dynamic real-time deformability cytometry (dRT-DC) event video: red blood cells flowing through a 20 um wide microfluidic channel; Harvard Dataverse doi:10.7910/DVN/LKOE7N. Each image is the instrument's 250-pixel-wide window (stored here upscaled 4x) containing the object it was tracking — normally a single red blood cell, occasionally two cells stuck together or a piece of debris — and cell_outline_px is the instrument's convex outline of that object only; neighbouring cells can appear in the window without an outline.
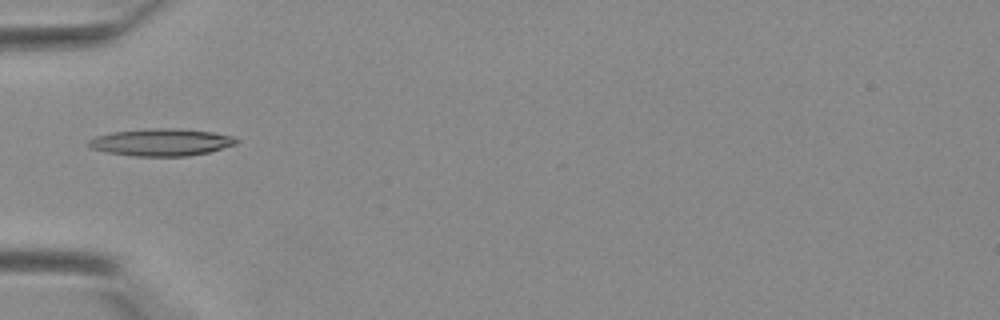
{"species": "Egyptian fruit bat (a non-hibernating species)", "species_latin": "Rousettus aegyptiacus", "temperature_condition": "warm", "stored_images_in_passage": 8, "camera_frame_rate_fps": 3000, "um_per_image_px": 0.085, "animal": {"sex": "female"}, "frame": {"image": 1, "passage_image": 1, "time_ms": 0.0, "image_size_px": [1000, 320], "cell_outline_px": [[240, 140], [236, 144], [208, 152], [188, 156], [136, 156], [104, 152], [92, 148], [84, 144], [88, 140], [96, 136], [112, 132], [156, 128], [180, 128], [212, 132], [232, 136]], "centroid_in_image_um": [13.68, 12.09], "position_along_channel_um": 71.3, "area_um2": 23.47}}
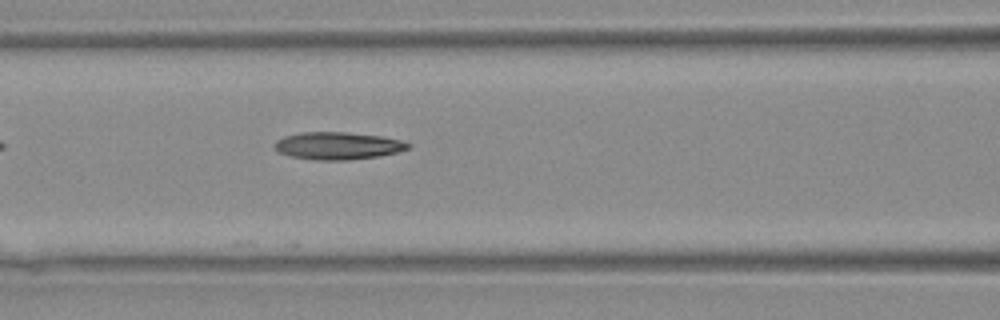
{"frame": {"image": 2, "passage_image": 5, "time_ms": 1.333, "image_size_px": [1000, 320], "cell_outline_px": [[412, 144], [408, 148], [396, 152], [376, 156], [348, 160], [312, 160], [292, 156], [276, 152], [272, 144], [276, 140], [284, 136], [300, 132], [344, 132], [380, 136], [400, 140]], "centroid_in_image_um": [28.63, 12.39], "position_along_channel_um": 138.0, "area_um2": 21.33}}
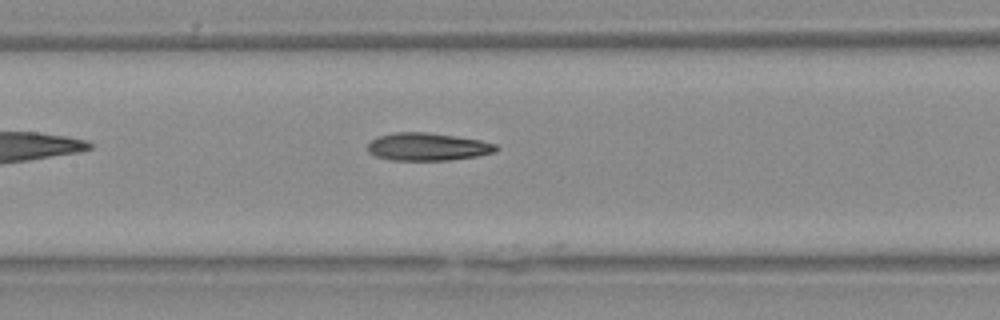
{"frame": {"image": 3, "passage_image": 7, "time_ms": 2.0, "image_size_px": [1000, 320], "cell_outline_px": [[500, 148], [496, 152], [476, 156], [448, 160], [392, 160], [376, 156], [368, 152], [368, 144], [372, 140], [380, 136], [396, 132], [428, 132], [480, 140], [496, 144]], "centroid_in_image_um": [36.37, 12.47], "position_along_channel_um": 171.0, "area_um2": 20.63}}